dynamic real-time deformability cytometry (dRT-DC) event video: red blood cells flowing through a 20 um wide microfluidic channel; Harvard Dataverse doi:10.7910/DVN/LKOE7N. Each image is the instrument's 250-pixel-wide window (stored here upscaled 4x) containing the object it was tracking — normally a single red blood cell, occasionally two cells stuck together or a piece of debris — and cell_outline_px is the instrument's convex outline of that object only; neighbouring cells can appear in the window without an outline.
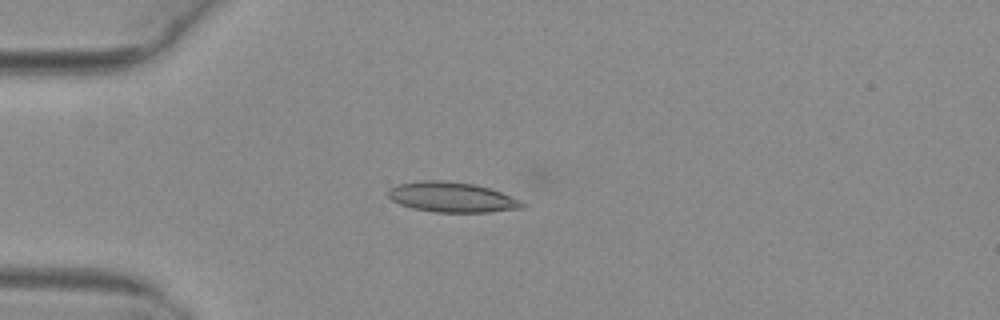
{"species": "common noctule bat (a hibernating species)", "species_latin": "Nyctalus noctula", "temperature_condition": "warm", "stored_images_in_passage": 4, "camera_frame_rate_fps": 3000, "um_per_image_px": 0.085, "animal": {"sex": "female", "body_mass_g": 29.2, "forearm_length_mm": 56.3}, "frame": {"image": 1, "passage_image": 3, "time_ms": 0.667, "image_size_px": [1000, 320], "cell_outline_px": [[528, 204], [524, 208], [488, 212], [436, 212], [412, 208], [400, 204], [392, 200], [388, 196], [388, 188], [396, 184], [424, 180], [444, 180], [476, 184], [500, 192], [520, 200]], "centroid_in_image_um": [38.41, 16.75], "position_along_channel_um": 46.6, "area_um2": 23.64}}